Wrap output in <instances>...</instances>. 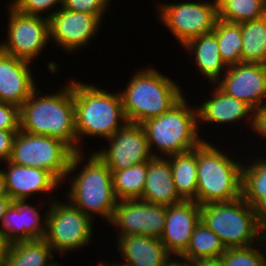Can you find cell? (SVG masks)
Listing matches in <instances>:
<instances>
[{
	"mask_svg": "<svg viewBox=\"0 0 266 266\" xmlns=\"http://www.w3.org/2000/svg\"><path fill=\"white\" fill-rule=\"evenodd\" d=\"M67 85L59 94L45 96H39L40 91L36 92L35 88L19 108L20 130L57 138L74 152H79L76 146L73 82ZM36 96L39 97L36 99Z\"/></svg>",
	"mask_w": 266,
	"mask_h": 266,
	"instance_id": "1",
	"label": "cell"
},
{
	"mask_svg": "<svg viewBox=\"0 0 266 266\" xmlns=\"http://www.w3.org/2000/svg\"><path fill=\"white\" fill-rule=\"evenodd\" d=\"M175 82L155 69L137 72L120 93L127 122L142 124L168 111L182 97Z\"/></svg>",
	"mask_w": 266,
	"mask_h": 266,
	"instance_id": "2",
	"label": "cell"
},
{
	"mask_svg": "<svg viewBox=\"0 0 266 266\" xmlns=\"http://www.w3.org/2000/svg\"><path fill=\"white\" fill-rule=\"evenodd\" d=\"M73 101L77 142L82 134L109 139L127 123L120 93H107L98 87L73 81ZM119 120L124 121L122 125Z\"/></svg>",
	"mask_w": 266,
	"mask_h": 266,
	"instance_id": "3",
	"label": "cell"
},
{
	"mask_svg": "<svg viewBox=\"0 0 266 266\" xmlns=\"http://www.w3.org/2000/svg\"><path fill=\"white\" fill-rule=\"evenodd\" d=\"M202 141L197 146V194L201 206L242 197V166Z\"/></svg>",
	"mask_w": 266,
	"mask_h": 266,
	"instance_id": "4",
	"label": "cell"
},
{
	"mask_svg": "<svg viewBox=\"0 0 266 266\" xmlns=\"http://www.w3.org/2000/svg\"><path fill=\"white\" fill-rule=\"evenodd\" d=\"M201 221L217 234L226 249L249 247L256 240H266L254 208L242 197L201 205Z\"/></svg>",
	"mask_w": 266,
	"mask_h": 266,
	"instance_id": "5",
	"label": "cell"
},
{
	"mask_svg": "<svg viewBox=\"0 0 266 266\" xmlns=\"http://www.w3.org/2000/svg\"><path fill=\"white\" fill-rule=\"evenodd\" d=\"M82 155L74 152L63 141L44 135L19 130L14 138L10 162L41 168L49 172L59 183L78 168Z\"/></svg>",
	"mask_w": 266,
	"mask_h": 266,
	"instance_id": "6",
	"label": "cell"
},
{
	"mask_svg": "<svg viewBox=\"0 0 266 266\" xmlns=\"http://www.w3.org/2000/svg\"><path fill=\"white\" fill-rule=\"evenodd\" d=\"M182 97L163 114L141 124L148 141L166 156L176 155L195 149L203 139L197 135V110L189 109Z\"/></svg>",
	"mask_w": 266,
	"mask_h": 266,
	"instance_id": "7",
	"label": "cell"
},
{
	"mask_svg": "<svg viewBox=\"0 0 266 266\" xmlns=\"http://www.w3.org/2000/svg\"><path fill=\"white\" fill-rule=\"evenodd\" d=\"M88 160L71 183L68 196L70 203L91 218V212H95L110 222L118 202L113 189L112 172L96 153H92Z\"/></svg>",
	"mask_w": 266,
	"mask_h": 266,
	"instance_id": "8",
	"label": "cell"
},
{
	"mask_svg": "<svg viewBox=\"0 0 266 266\" xmlns=\"http://www.w3.org/2000/svg\"><path fill=\"white\" fill-rule=\"evenodd\" d=\"M44 219L46 230L44 240L54 251L60 253L90 243L92 218L71 203L52 202ZM56 249V250H55Z\"/></svg>",
	"mask_w": 266,
	"mask_h": 266,
	"instance_id": "9",
	"label": "cell"
},
{
	"mask_svg": "<svg viewBox=\"0 0 266 266\" xmlns=\"http://www.w3.org/2000/svg\"><path fill=\"white\" fill-rule=\"evenodd\" d=\"M160 19L171 30L181 45L214 30L218 19L217 0L213 3L183 2L164 4Z\"/></svg>",
	"mask_w": 266,
	"mask_h": 266,
	"instance_id": "10",
	"label": "cell"
},
{
	"mask_svg": "<svg viewBox=\"0 0 266 266\" xmlns=\"http://www.w3.org/2000/svg\"><path fill=\"white\" fill-rule=\"evenodd\" d=\"M10 6L8 42L0 45V50L29 62L45 47L50 38L49 19L27 15Z\"/></svg>",
	"mask_w": 266,
	"mask_h": 266,
	"instance_id": "11",
	"label": "cell"
},
{
	"mask_svg": "<svg viewBox=\"0 0 266 266\" xmlns=\"http://www.w3.org/2000/svg\"><path fill=\"white\" fill-rule=\"evenodd\" d=\"M167 206L140 199L118 200L110 223L122 230L121 236L143 235L160 239L166 221Z\"/></svg>",
	"mask_w": 266,
	"mask_h": 266,
	"instance_id": "12",
	"label": "cell"
},
{
	"mask_svg": "<svg viewBox=\"0 0 266 266\" xmlns=\"http://www.w3.org/2000/svg\"><path fill=\"white\" fill-rule=\"evenodd\" d=\"M108 150L95 152L111 172L131 167L134 164L148 162L152 157L148 141L141 124L127 122L109 139Z\"/></svg>",
	"mask_w": 266,
	"mask_h": 266,
	"instance_id": "13",
	"label": "cell"
},
{
	"mask_svg": "<svg viewBox=\"0 0 266 266\" xmlns=\"http://www.w3.org/2000/svg\"><path fill=\"white\" fill-rule=\"evenodd\" d=\"M217 85L227 95L246 102L255 111L263 106L266 97V64L231 65Z\"/></svg>",
	"mask_w": 266,
	"mask_h": 266,
	"instance_id": "14",
	"label": "cell"
},
{
	"mask_svg": "<svg viewBox=\"0 0 266 266\" xmlns=\"http://www.w3.org/2000/svg\"><path fill=\"white\" fill-rule=\"evenodd\" d=\"M103 14L75 12L61 8L48 15L50 37L65 50L85 46L102 21Z\"/></svg>",
	"mask_w": 266,
	"mask_h": 266,
	"instance_id": "15",
	"label": "cell"
},
{
	"mask_svg": "<svg viewBox=\"0 0 266 266\" xmlns=\"http://www.w3.org/2000/svg\"><path fill=\"white\" fill-rule=\"evenodd\" d=\"M201 221V206L195 201H182L167 206L164 231L160 237L168 252L181 256L188 248L195 227Z\"/></svg>",
	"mask_w": 266,
	"mask_h": 266,
	"instance_id": "16",
	"label": "cell"
},
{
	"mask_svg": "<svg viewBox=\"0 0 266 266\" xmlns=\"http://www.w3.org/2000/svg\"><path fill=\"white\" fill-rule=\"evenodd\" d=\"M30 64L27 60L0 50V102L20 108L30 97L36 88L30 73Z\"/></svg>",
	"mask_w": 266,
	"mask_h": 266,
	"instance_id": "17",
	"label": "cell"
},
{
	"mask_svg": "<svg viewBox=\"0 0 266 266\" xmlns=\"http://www.w3.org/2000/svg\"><path fill=\"white\" fill-rule=\"evenodd\" d=\"M9 168L2 172L4 191L13 201H25L31 194L54 190L59 182L46 170L22 166L7 161Z\"/></svg>",
	"mask_w": 266,
	"mask_h": 266,
	"instance_id": "18",
	"label": "cell"
},
{
	"mask_svg": "<svg viewBox=\"0 0 266 266\" xmlns=\"http://www.w3.org/2000/svg\"><path fill=\"white\" fill-rule=\"evenodd\" d=\"M1 221L0 235L10 243L44 238L46 228L40 224V214L25 201H14Z\"/></svg>",
	"mask_w": 266,
	"mask_h": 266,
	"instance_id": "19",
	"label": "cell"
},
{
	"mask_svg": "<svg viewBox=\"0 0 266 266\" xmlns=\"http://www.w3.org/2000/svg\"><path fill=\"white\" fill-rule=\"evenodd\" d=\"M140 200L164 206L183 201L174 186L169 158L152 157L147 162V177Z\"/></svg>",
	"mask_w": 266,
	"mask_h": 266,
	"instance_id": "20",
	"label": "cell"
},
{
	"mask_svg": "<svg viewBox=\"0 0 266 266\" xmlns=\"http://www.w3.org/2000/svg\"><path fill=\"white\" fill-rule=\"evenodd\" d=\"M118 244L124 266H167L171 256L161 240L153 237L119 236Z\"/></svg>",
	"mask_w": 266,
	"mask_h": 266,
	"instance_id": "21",
	"label": "cell"
},
{
	"mask_svg": "<svg viewBox=\"0 0 266 266\" xmlns=\"http://www.w3.org/2000/svg\"><path fill=\"white\" fill-rule=\"evenodd\" d=\"M215 95V96H214ZM213 98L207 100L197 109V119L216 122V123H229L242 119L249 112L252 113L251 125H255L256 112L246 102L239 100L235 97L227 95L218 86L214 90Z\"/></svg>",
	"mask_w": 266,
	"mask_h": 266,
	"instance_id": "22",
	"label": "cell"
},
{
	"mask_svg": "<svg viewBox=\"0 0 266 266\" xmlns=\"http://www.w3.org/2000/svg\"><path fill=\"white\" fill-rule=\"evenodd\" d=\"M172 179L177 194L183 201H195L197 194V147L169 156Z\"/></svg>",
	"mask_w": 266,
	"mask_h": 266,
	"instance_id": "23",
	"label": "cell"
},
{
	"mask_svg": "<svg viewBox=\"0 0 266 266\" xmlns=\"http://www.w3.org/2000/svg\"><path fill=\"white\" fill-rule=\"evenodd\" d=\"M188 50H194L196 64L199 71L208 77L211 82L219 81L221 69L225 63L221 59L218 40L214 32L203 34L189 40L185 45Z\"/></svg>",
	"mask_w": 266,
	"mask_h": 266,
	"instance_id": "24",
	"label": "cell"
},
{
	"mask_svg": "<svg viewBox=\"0 0 266 266\" xmlns=\"http://www.w3.org/2000/svg\"><path fill=\"white\" fill-rule=\"evenodd\" d=\"M51 250L43 238L10 243L6 266H54Z\"/></svg>",
	"mask_w": 266,
	"mask_h": 266,
	"instance_id": "25",
	"label": "cell"
},
{
	"mask_svg": "<svg viewBox=\"0 0 266 266\" xmlns=\"http://www.w3.org/2000/svg\"><path fill=\"white\" fill-rule=\"evenodd\" d=\"M240 24L242 62L266 64V15Z\"/></svg>",
	"mask_w": 266,
	"mask_h": 266,
	"instance_id": "26",
	"label": "cell"
},
{
	"mask_svg": "<svg viewBox=\"0 0 266 266\" xmlns=\"http://www.w3.org/2000/svg\"><path fill=\"white\" fill-rule=\"evenodd\" d=\"M225 250L217 234L200 221L192 233L187 250L180 256V259L191 261L219 259Z\"/></svg>",
	"mask_w": 266,
	"mask_h": 266,
	"instance_id": "27",
	"label": "cell"
},
{
	"mask_svg": "<svg viewBox=\"0 0 266 266\" xmlns=\"http://www.w3.org/2000/svg\"><path fill=\"white\" fill-rule=\"evenodd\" d=\"M147 177V162L112 172L114 193L118 200L140 199Z\"/></svg>",
	"mask_w": 266,
	"mask_h": 266,
	"instance_id": "28",
	"label": "cell"
},
{
	"mask_svg": "<svg viewBox=\"0 0 266 266\" xmlns=\"http://www.w3.org/2000/svg\"><path fill=\"white\" fill-rule=\"evenodd\" d=\"M213 32L216 34L221 59L226 67L241 63V24L218 18Z\"/></svg>",
	"mask_w": 266,
	"mask_h": 266,
	"instance_id": "29",
	"label": "cell"
},
{
	"mask_svg": "<svg viewBox=\"0 0 266 266\" xmlns=\"http://www.w3.org/2000/svg\"><path fill=\"white\" fill-rule=\"evenodd\" d=\"M218 18L233 23L259 19L266 15L265 0H217Z\"/></svg>",
	"mask_w": 266,
	"mask_h": 266,
	"instance_id": "30",
	"label": "cell"
},
{
	"mask_svg": "<svg viewBox=\"0 0 266 266\" xmlns=\"http://www.w3.org/2000/svg\"><path fill=\"white\" fill-rule=\"evenodd\" d=\"M266 197V160H255L254 164L242 168V198L254 207Z\"/></svg>",
	"mask_w": 266,
	"mask_h": 266,
	"instance_id": "31",
	"label": "cell"
},
{
	"mask_svg": "<svg viewBox=\"0 0 266 266\" xmlns=\"http://www.w3.org/2000/svg\"><path fill=\"white\" fill-rule=\"evenodd\" d=\"M222 266H266V259L253 246L228 248L219 257Z\"/></svg>",
	"mask_w": 266,
	"mask_h": 266,
	"instance_id": "32",
	"label": "cell"
},
{
	"mask_svg": "<svg viewBox=\"0 0 266 266\" xmlns=\"http://www.w3.org/2000/svg\"><path fill=\"white\" fill-rule=\"evenodd\" d=\"M64 0H15L11 4L17 11L27 14L39 16L40 13L51 9L56 3L63 5ZM51 7V8H50Z\"/></svg>",
	"mask_w": 266,
	"mask_h": 266,
	"instance_id": "33",
	"label": "cell"
},
{
	"mask_svg": "<svg viewBox=\"0 0 266 266\" xmlns=\"http://www.w3.org/2000/svg\"><path fill=\"white\" fill-rule=\"evenodd\" d=\"M109 0H64L62 8L89 14H104Z\"/></svg>",
	"mask_w": 266,
	"mask_h": 266,
	"instance_id": "34",
	"label": "cell"
},
{
	"mask_svg": "<svg viewBox=\"0 0 266 266\" xmlns=\"http://www.w3.org/2000/svg\"><path fill=\"white\" fill-rule=\"evenodd\" d=\"M0 130H20L19 107L0 102Z\"/></svg>",
	"mask_w": 266,
	"mask_h": 266,
	"instance_id": "35",
	"label": "cell"
},
{
	"mask_svg": "<svg viewBox=\"0 0 266 266\" xmlns=\"http://www.w3.org/2000/svg\"><path fill=\"white\" fill-rule=\"evenodd\" d=\"M19 130H0V160H10L13 142Z\"/></svg>",
	"mask_w": 266,
	"mask_h": 266,
	"instance_id": "36",
	"label": "cell"
},
{
	"mask_svg": "<svg viewBox=\"0 0 266 266\" xmlns=\"http://www.w3.org/2000/svg\"><path fill=\"white\" fill-rule=\"evenodd\" d=\"M253 130L266 138V104L255 112V125Z\"/></svg>",
	"mask_w": 266,
	"mask_h": 266,
	"instance_id": "37",
	"label": "cell"
},
{
	"mask_svg": "<svg viewBox=\"0 0 266 266\" xmlns=\"http://www.w3.org/2000/svg\"><path fill=\"white\" fill-rule=\"evenodd\" d=\"M253 208L259 226L266 232V197L262 198Z\"/></svg>",
	"mask_w": 266,
	"mask_h": 266,
	"instance_id": "38",
	"label": "cell"
},
{
	"mask_svg": "<svg viewBox=\"0 0 266 266\" xmlns=\"http://www.w3.org/2000/svg\"><path fill=\"white\" fill-rule=\"evenodd\" d=\"M10 242L0 235V266H6V258Z\"/></svg>",
	"mask_w": 266,
	"mask_h": 266,
	"instance_id": "39",
	"label": "cell"
},
{
	"mask_svg": "<svg viewBox=\"0 0 266 266\" xmlns=\"http://www.w3.org/2000/svg\"><path fill=\"white\" fill-rule=\"evenodd\" d=\"M13 202L7 193L0 194V221Z\"/></svg>",
	"mask_w": 266,
	"mask_h": 266,
	"instance_id": "40",
	"label": "cell"
},
{
	"mask_svg": "<svg viewBox=\"0 0 266 266\" xmlns=\"http://www.w3.org/2000/svg\"><path fill=\"white\" fill-rule=\"evenodd\" d=\"M193 266H222L219 259H204L191 261Z\"/></svg>",
	"mask_w": 266,
	"mask_h": 266,
	"instance_id": "41",
	"label": "cell"
},
{
	"mask_svg": "<svg viewBox=\"0 0 266 266\" xmlns=\"http://www.w3.org/2000/svg\"><path fill=\"white\" fill-rule=\"evenodd\" d=\"M186 261L183 263V262H179V261H170L168 262L167 266H193V264L191 263V260H187L185 259Z\"/></svg>",
	"mask_w": 266,
	"mask_h": 266,
	"instance_id": "42",
	"label": "cell"
},
{
	"mask_svg": "<svg viewBox=\"0 0 266 266\" xmlns=\"http://www.w3.org/2000/svg\"><path fill=\"white\" fill-rule=\"evenodd\" d=\"M3 193H5L4 183H3V175H2V172L0 170V194H3Z\"/></svg>",
	"mask_w": 266,
	"mask_h": 266,
	"instance_id": "43",
	"label": "cell"
},
{
	"mask_svg": "<svg viewBox=\"0 0 266 266\" xmlns=\"http://www.w3.org/2000/svg\"><path fill=\"white\" fill-rule=\"evenodd\" d=\"M102 266H105V265H102ZM107 266H110V265H107ZM111 266H124L123 264L122 265H119V264H112Z\"/></svg>",
	"mask_w": 266,
	"mask_h": 266,
	"instance_id": "44",
	"label": "cell"
}]
</instances>
